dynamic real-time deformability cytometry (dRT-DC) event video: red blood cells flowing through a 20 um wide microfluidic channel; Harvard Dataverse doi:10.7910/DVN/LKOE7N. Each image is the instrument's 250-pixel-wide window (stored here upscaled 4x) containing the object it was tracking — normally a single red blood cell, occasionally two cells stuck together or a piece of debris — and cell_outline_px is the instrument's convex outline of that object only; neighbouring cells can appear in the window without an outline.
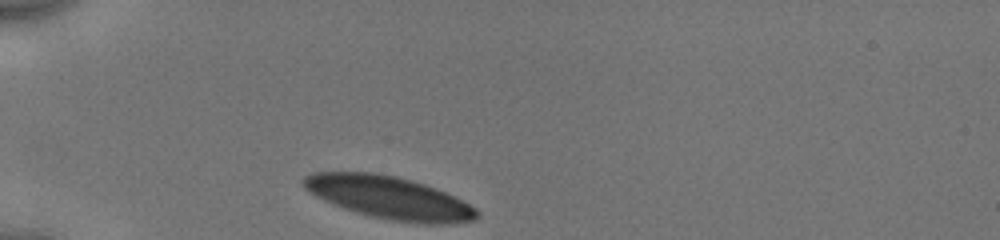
{"species": "human", "species_latin": "Homo sapiens", "temperature_condition": "cold", "stored_images_in_passage": 30, "camera_frame_rate_fps": 3000, "um_per_image_px": 0.085, "donor": {"sex": "male"}, "frame": {"image": 1, "passage_image": 1, "time_ms": 0.0, "image_size_px": [1000, 240], "cell_outline_px": [[480, 216], [476, 220], [452, 224], [424, 224], [392, 220], [372, 216], [356, 212], [332, 204], [308, 192], [304, 188], [304, 176], [312, 172], [376, 172], [396, 176], [412, 180], [436, 188], [476, 208], [480, 212]], "centroid_in_image_um": [33.09, 16.8], "position_along_channel_um": 51.9, "area_um2": 43.06}}
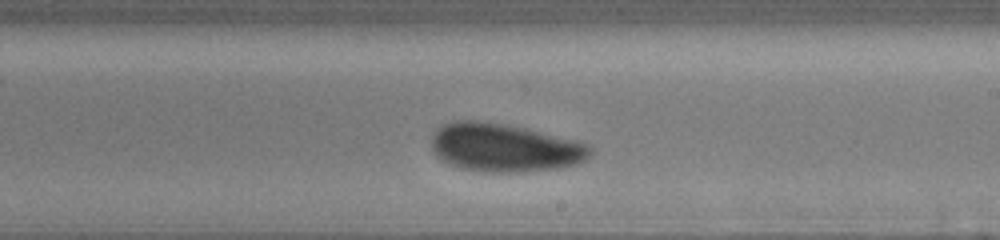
{"frame": {"image": 2, "passage_image": 18, "time_ms": 5.667, "image_size_px": [1000, 240], "cell_outline_px": [[592, 152], [584, 160], [576, 164], [560, 168], [512, 172], [484, 172], [460, 168], [440, 160], [436, 156], [432, 148], [432, 136], [436, 128], [444, 124], [456, 120], [476, 120], [508, 124], [528, 128], [576, 140], [588, 144], [592, 148]], "centroid_in_image_um": [42.86, 12.54], "position_along_channel_um": 246.1, "area_um2": 45.03}}
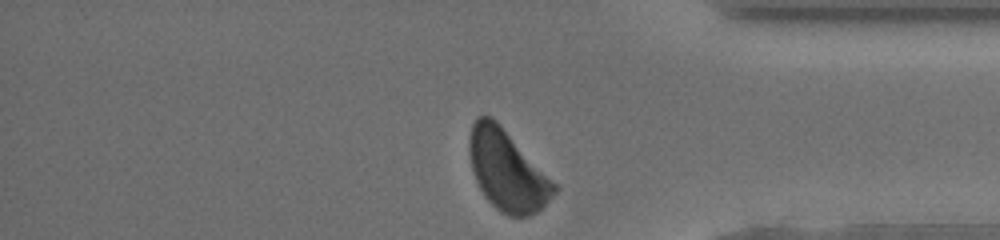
{"frame": {"image": 3, "passage_image": 30, "time_ms": 9.667, "image_size_px": [1000, 240], "cell_outline_px": [[560, 188], [536, 212], [528, 216], [508, 216], [500, 212], [484, 196], [476, 180], [472, 168], [468, 152], [468, 140], [472, 124], [476, 116], [492, 116], [500, 124]], "centroid_in_image_um": [43.08, 14.48], "position_along_channel_um": 392.1, "area_um2": 39.48}, "authors_computed_cell_mechanics": {"area_um2": 44.7372, "velocity_mm_per_s": 3.897, "shape_relaxation_time_tau1_ms": 2.4527, "shape_relaxation_time_tau2_ms": 6.368, "deformation_change_tau1": 0.0809, "deformation_change_tau2": 0.0946}}